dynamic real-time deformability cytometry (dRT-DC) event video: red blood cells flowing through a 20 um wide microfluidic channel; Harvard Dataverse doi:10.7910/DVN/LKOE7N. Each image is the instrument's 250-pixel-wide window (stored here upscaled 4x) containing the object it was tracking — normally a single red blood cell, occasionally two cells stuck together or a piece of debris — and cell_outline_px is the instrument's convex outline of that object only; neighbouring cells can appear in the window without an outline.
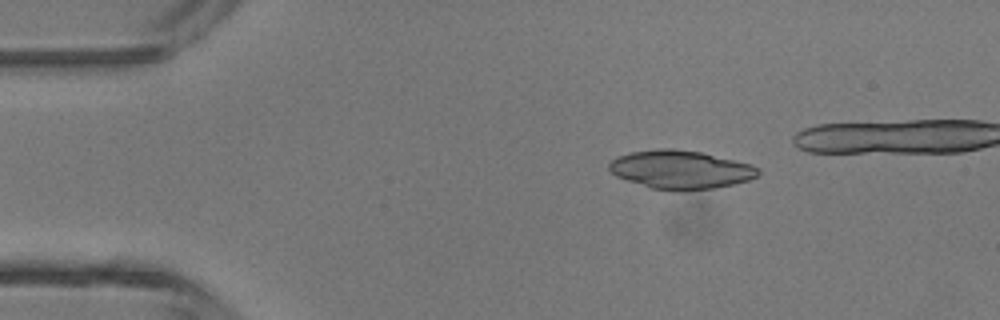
{"species": "common noctule bat (a hibernating species)", "species_latin": "Nyctalus noctula", "temperature_condition": "room temperature", "stored_images_in_passage": 6, "camera_frame_rate_fps": 3000, "um_per_image_px": 0.085, "animal": {"sex": "male", "body_mass_g": 13.3}, "frame": {"image": 1, "passage_image": 2, "time_ms": 0.333, "image_size_px": [1000, 320], "cell_outline_px": [[760, 172], [756, 176], [748, 180], [716, 188], [676, 192], [652, 188], [616, 176], [608, 168], [608, 164], [616, 156], [632, 152], [656, 148], [672, 148], [700, 152], [752, 164], [760, 168]], "centroid_in_image_um": [57.85, 14.42], "position_along_channel_um": 27.1, "area_um2": 33.52}}
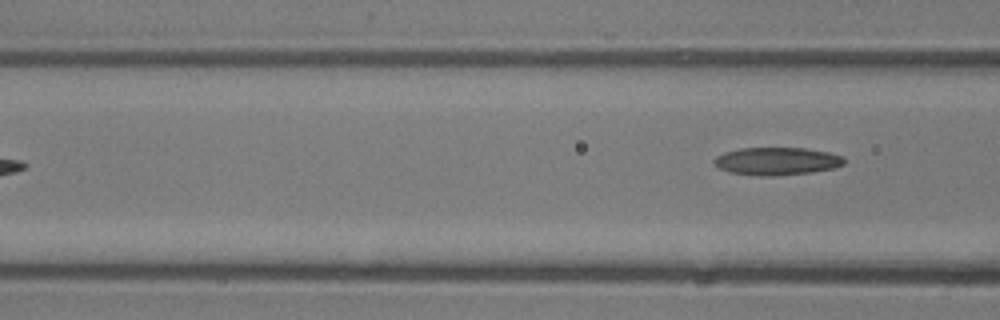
{"frame": {"image": 2, "passage_image": 6, "time_ms": 1.667, "image_size_px": [1000, 320], "cell_outline_px": [[844, 164], [836, 168], [812, 172], [772, 176], [756, 176], [728, 172], [720, 168], [712, 160], [716, 156], [724, 152], [740, 148], [804, 148], [828, 152], [844, 156]], "centroid_in_image_um": [66.03, 13.7], "position_along_channel_um": 100.6, "area_um2": 21.15}}